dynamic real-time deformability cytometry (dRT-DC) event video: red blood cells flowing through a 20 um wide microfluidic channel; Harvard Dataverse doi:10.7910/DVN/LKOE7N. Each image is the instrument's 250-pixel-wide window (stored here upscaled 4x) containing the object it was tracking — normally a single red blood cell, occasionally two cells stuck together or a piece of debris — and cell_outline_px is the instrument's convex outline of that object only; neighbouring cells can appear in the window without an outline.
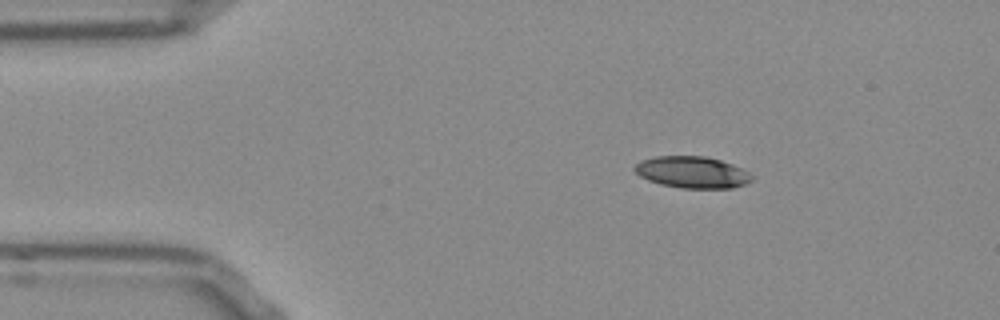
{"species": "Egyptian fruit bat (a non-hibernating species)", "species_latin": "Rousettus aegyptiacus", "temperature_condition": "room temperature", "stored_images_in_passage": 45, "camera_frame_rate_fps": 3000, "um_per_image_px": 0.085, "frame": {"image": 1, "passage_image": 1, "time_ms": 0.0, "image_size_px": [1000, 320], "cell_outline_px": [[752, 180], [744, 184], [732, 188], [680, 188], [660, 184], [648, 180], [640, 176], [632, 168], [640, 160], [656, 156], [704, 156], [720, 160], [744, 168], [752, 176]], "centroid_in_image_um": [58.82, 14.64], "position_along_channel_um": 26.2, "area_um2": 21.68}}
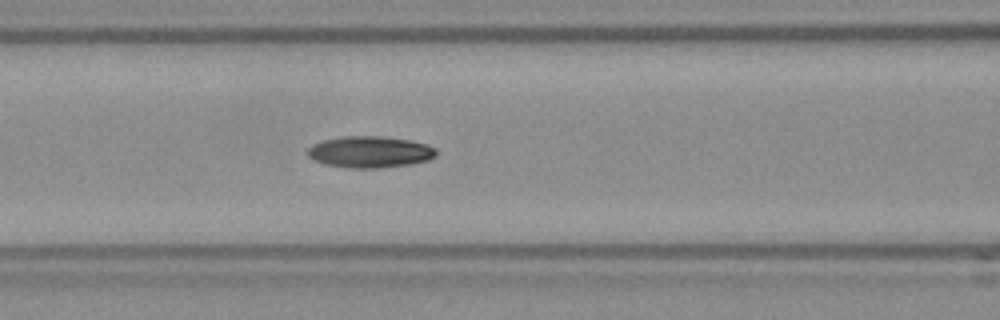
{"frame": {"image": 2, "passage_image": 14, "time_ms": 4.333, "image_size_px": [1000, 320], "cell_outline_px": [[436, 156], [428, 160], [408, 164], [380, 168], [348, 168], [324, 164], [312, 160], [308, 156], [308, 148], [312, 144], [324, 140], [340, 136], [380, 136], [408, 140], [428, 144], [436, 148]], "centroid_in_image_um": [31.42, 12.91], "position_along_channel_um": 135.2, "area_um2": 23.7}}
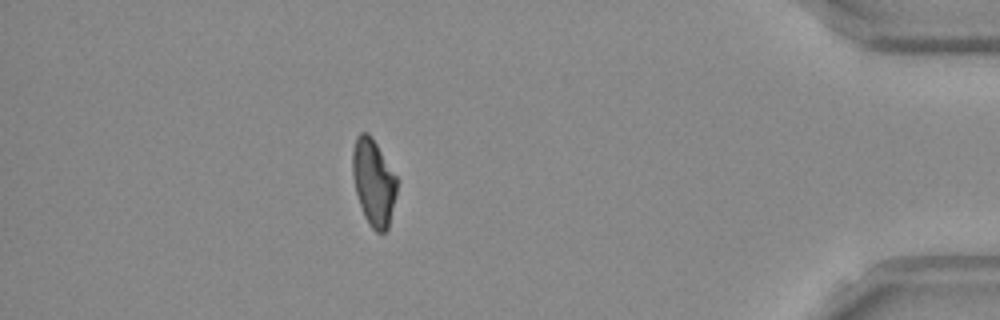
{"frame": {"image": 3, "passage_image": 39, "time_ms": 12.667, "image_size_px": [1000, 320], "cell_outline_px": [[396, 192], [388, 228], [384, 232], [376, 232], [368, 224], [364, 216], [356, 192], [352, 172], [352, 152], [356, 136], [360, 132], [368, 132], [376, 144], [396, 176]], "centroid_in_image_um": [31.73, 15.49], "position_along_channel_um": 403.5, "area_um2": 22.02}, "authors_computed_cell_mechanics": {"area_um2": 22.6576, "velocity_mm_per_s": 3.8203, "shape_relaxation_time_tau1_ms": 8.3037, "shape_relaxation_time_tau2_ms": null, "deformation_change_tau1": 0.1947, "deformation_change_tau2": null}}